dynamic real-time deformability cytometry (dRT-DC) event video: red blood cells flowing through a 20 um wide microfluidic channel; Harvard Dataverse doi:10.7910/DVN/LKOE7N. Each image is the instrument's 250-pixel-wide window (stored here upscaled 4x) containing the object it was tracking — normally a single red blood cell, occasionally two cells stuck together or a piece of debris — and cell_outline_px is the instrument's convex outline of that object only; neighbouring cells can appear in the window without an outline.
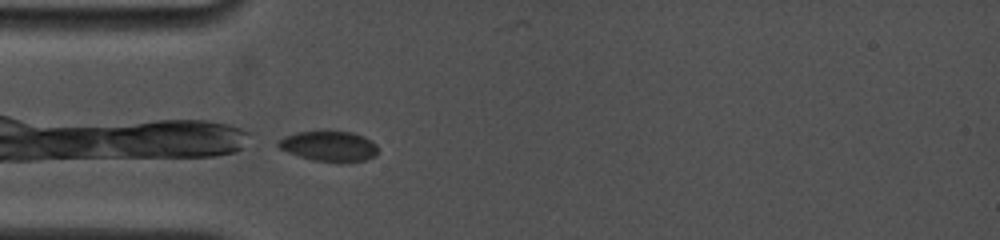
{"species": "common noctule bat (a hibernating species)", "species_latin": "Nyctalus noctula", "temperature_condition": "cold", "stored_images_in_passage": 2, "camera_frame_rate_fps": 5000, "um_per_image_px": 0.085, "animal": {"sex": "female", "body_mass_g": 19.0, "forearm_length_mm": 53.3}, "frame": {"image": 1, "passage_image": 1, "time_ms": 0.0, "image_size_px": [1000, 240], "cell_outline_px": [[376, 156], [364, 160], [312, 160], [288, 152], [280, 148], [276, 144], [284, 136], [296, 132], [352, 132], [364, 136], [372, 140], [376, 144]], "centroid_in_image_um": [27.96, 12.4], "position_along_channel_um": 57.0, "area_um2": 16.94}}